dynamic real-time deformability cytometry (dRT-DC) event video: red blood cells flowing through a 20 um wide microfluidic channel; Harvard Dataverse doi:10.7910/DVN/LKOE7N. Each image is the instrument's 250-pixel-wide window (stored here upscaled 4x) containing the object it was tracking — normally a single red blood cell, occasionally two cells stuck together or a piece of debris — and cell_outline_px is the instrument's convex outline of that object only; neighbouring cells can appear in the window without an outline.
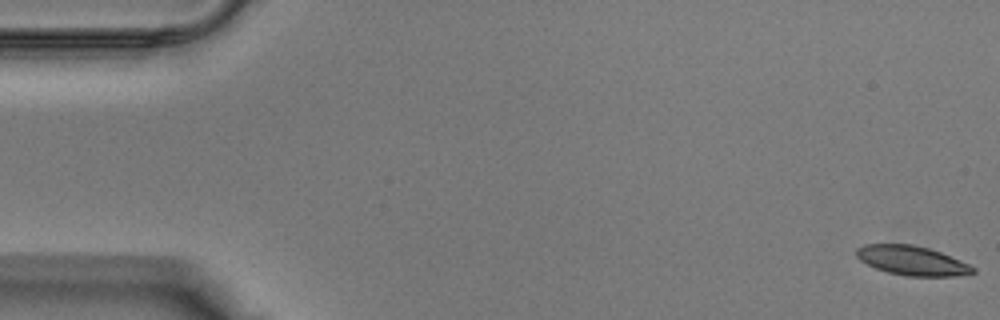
{"species": "Egyptian fruit bat (a non-hibernating species)", "species_latin": "Rousettus aegyptiacus", "temperature_condition": "warm", "stored_images_in_passage": 39, "camera_frame_rate_fps": 3000, "um_per_image_px": 0.085, "animal": {"sex": "male"}, "frame": {"image": 1, "passage_image": 1, "time_ms": 0.0, "image_size_px": [1000, 320], "cell_outline_px": [[976, 272], [952, 276], [904, 276], [888, 272], [876, 268], [860, 260], [856, 256], [856, 248], [864, 244], [912, 244], [928, 248], [940, 252], [968, 264], [976, 268]], "centroid_in_image_um": [77.49, 22.14], "position_along_channel_um": 7.5, "area_um2": 19.77}}
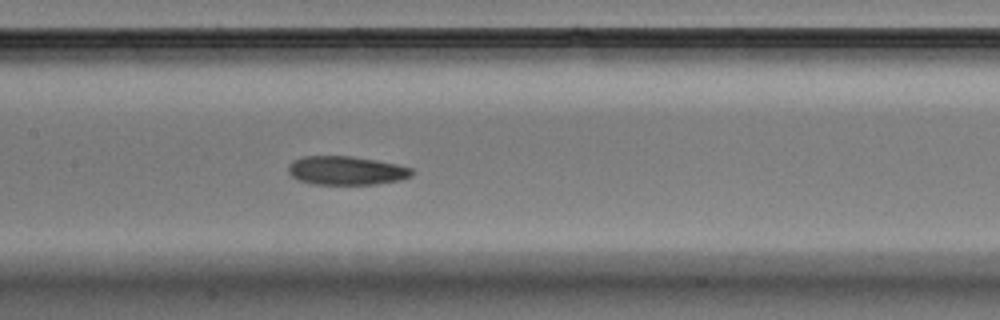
{"frame": {"image": 2, "passage_image": 19, "time_ms": 6.0, "image_size_px": [1000, 320], "cell_outline_px": [[412, 176], [400, 180], [372, 184], [312, 184], [296, 180], [288, 172], [288, 164], [292, 160], [304, 156], [352, 156], [376, 160], [396, 164], [412, 168]], "centroid_in_image_um": [29.38, 14.49], "position_along_channel_um": 178.0, "area_um2": 20.75}}
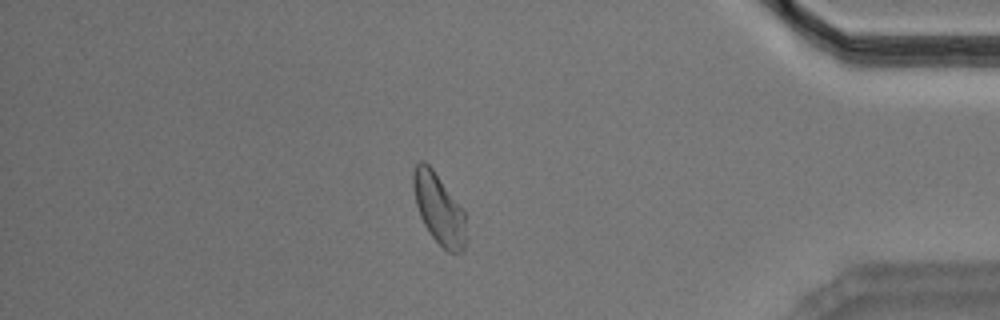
{"frame": {"image": 3, "passage_image": 34, "time_ms": 11.0, "image_size_px": [1000, 320], "cell_outline_px": [[464, 252], [448, 252], [428, 232], [420, 216], [416, 204], [412, 188], [412, 172], [416, 164], [420, 160], [424, 160], [432, 168], [464, 212]], "centroid_in_image_um": [37.25, 17.72], "position_along_channel_um": 398.0, "area_um2": 21.21}}